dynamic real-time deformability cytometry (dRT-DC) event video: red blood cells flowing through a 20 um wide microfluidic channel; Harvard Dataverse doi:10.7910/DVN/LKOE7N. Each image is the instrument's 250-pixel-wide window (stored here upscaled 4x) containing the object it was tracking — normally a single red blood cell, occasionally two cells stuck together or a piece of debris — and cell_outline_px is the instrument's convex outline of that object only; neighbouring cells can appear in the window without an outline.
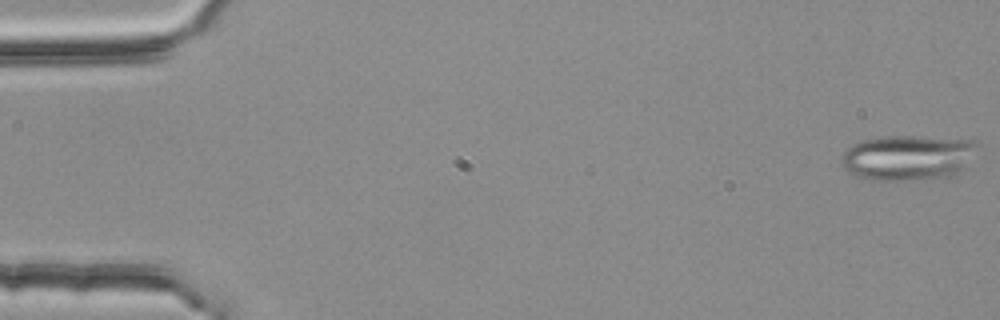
{"species": "common noctule bat (a hibernating species)", "species_latin": "Nyctalus noctula", "temperature_condition": "room temperature", "stored_images_in_passage": 6, "camera_frame_rate_fps": 3000, "um_per_image_px": 0.085, "animal": {"sex": "female", "body_mass_g": 25.1}, "frame": {"image": 1, "passage_image": 1, "time_ms": 0.0, "image_size_px": [1000, 320], "cell_outline_px": [[980, 144], [956, 176], [896, 180], [872, 180], [848, 172], [844, 168], [840, 160], [840, 156], [852, 144], [860, 140], [884, 136], [912, 136], [976, 140]], "centroid_in_image_um": [77.14, 13.38], "position_along_channel_um": 7.9, "area_um2": 35.72}}